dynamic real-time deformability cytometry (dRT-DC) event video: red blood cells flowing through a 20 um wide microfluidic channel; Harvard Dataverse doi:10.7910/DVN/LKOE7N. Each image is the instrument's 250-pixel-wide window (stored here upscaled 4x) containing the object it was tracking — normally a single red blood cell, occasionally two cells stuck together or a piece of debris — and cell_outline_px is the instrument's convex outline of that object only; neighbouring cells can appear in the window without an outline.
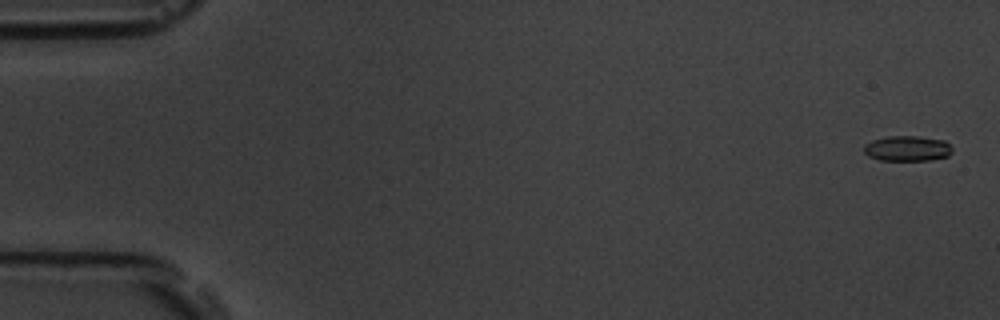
{"species": "common noctule bat (a hibernating species)", "species_latin": "Nyctalus noctula", "temperature_condition": "room temperature", "stored_images_in_passage": 55, "camera_frame_rate_fps": 3000, "um_per_image_px": 0.085, "animal": {"sex": "male", "body_mass_g": 19.5, "forearm_length_mm": 54.6}, "frame": {"image": 1, "passage_image": 2, "time_ms": 0.333, "image_size_px": [1000, 320], "cell_outline_px": [[952, 152], [948, 156], [932, 160], [880, 160], [868, 156], [864, 152], [864, 144], [872, 140], [888, 136], [920, 136], [944, 140], [952, 148]], "centroid_in_image_um": [77.12, 12.61], "position_along_channel_um": 7.9, "area_um2": 13.12}}
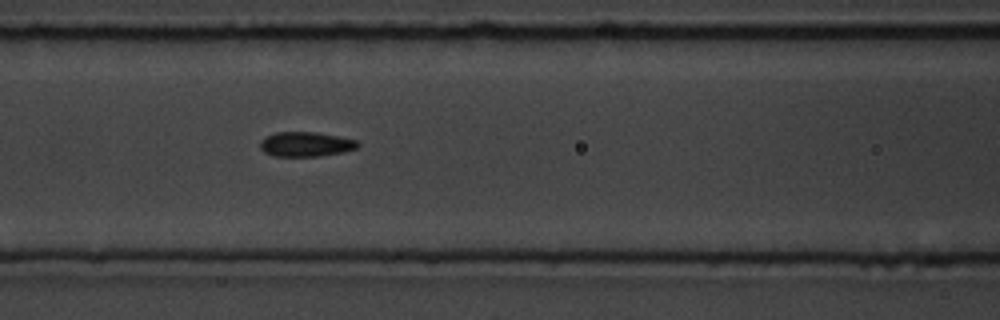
{"frame": {"image": 2, "passage_image": 24, "time_ms": 7.667, "image_size_px": [1000, 320], "cell_outline_px": [[360, 144], [356, 148], [344, 152], [320, 156], [276, 156], [264, 152], [260, 148], [260, 140], [264, 136], [276, 132], [316, 132], [356, 140]], "centroid_in_image_um": [25.96, 12.25], "position_along_channel_um": 140.6, "area_um2": 14.05}}
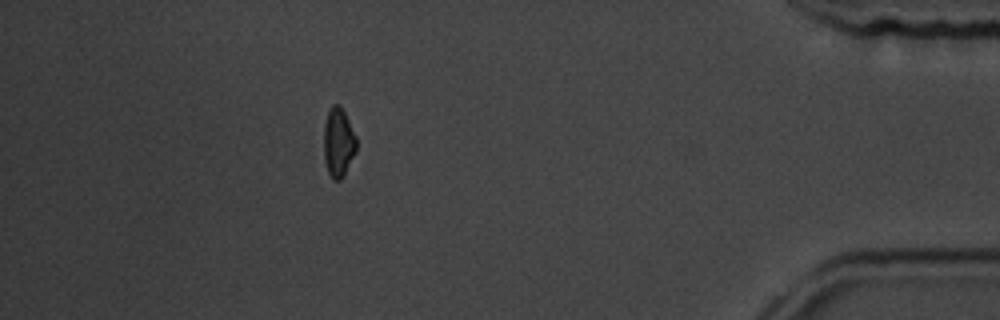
{"frame": {"image": 3, "passage_image": 49, "time_ms": 16.0, "image_size_px": [1000, 320], "cell_outline_px": [[356, 152], [344, 176], [340, 180], [332, 180], [328, 172], [324, 160], [324, 124], [328, 112], [332, 104], [340, 104], [356, 136]], "centroid_in_image_um": [28.76, 12.13], "position_along_channel_um": 406.4, "area_um2": 13.24}, "authors_computed_cell_mechanics": {"area_um2": 13.6986, "velocity_mm_per_s": 3.7958, "shape_relaxation_time_tau1_ms": 4.8813, "shape_relaxation_time_tau2_ms": 6.8682, "deformation_change_tau1": 0.0955, "deformation_change_tau2": 0.1273}}